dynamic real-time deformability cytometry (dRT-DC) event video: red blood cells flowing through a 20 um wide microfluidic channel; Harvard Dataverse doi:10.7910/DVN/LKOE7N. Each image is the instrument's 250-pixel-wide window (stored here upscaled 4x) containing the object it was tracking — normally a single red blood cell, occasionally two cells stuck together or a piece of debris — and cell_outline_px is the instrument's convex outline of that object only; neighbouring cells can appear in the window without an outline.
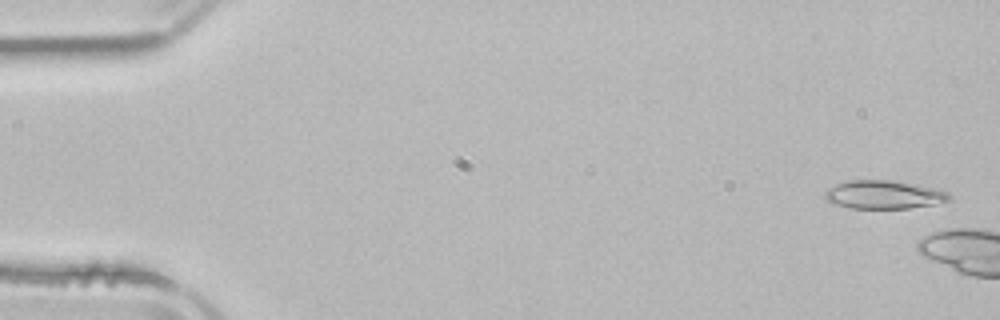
{"species": "common noctule bat (a hibernating species)", "species_latin": "Nyctalus noctula", "temperature_condition": "room temperature", "stored_images_in_passage": 3, "camera_frame_rate_fps": 3000, "um_per_image_px": 0.085, "animal": {"sex": "male", "body_mass_g": 21.5, "forearm_length_mm": 52.0}, "frame": {"image": 1, "passage_image": 1, "time_ms": 0.0, "image_size_px": [1000, 320], "cell_outline_px": [[952, 200], [932, 204], [908, 208], [852, 208], [832, 204], [824, 196], [824, 192], [828, 188], [836, 184], [848, 180], [888, 180], [916, 184], [948, 192], [952, 196]], "centroid_in_image_um": [75.1, 16.54], "position_along_channel_um": 9.9, "area_um2": 20.46}}